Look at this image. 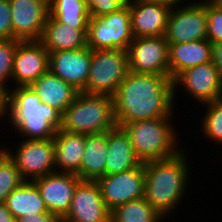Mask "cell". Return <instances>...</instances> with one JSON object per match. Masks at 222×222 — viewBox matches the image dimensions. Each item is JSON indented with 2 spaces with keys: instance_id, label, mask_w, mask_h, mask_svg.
I'll use <instances>...</instances> for the list:
<instances>
[{
  "instance_id": "cell-1",
  "label": "cell",
  "mask_w": 222,
  "mask_h": 222,
  "mask_svg": "<svg viewBox=\"0 0 222 222\" xmlns=\"http://www.w3.org/2000/svg\"><path fill=\"white\" fill-rule=\"evenodd\" d=\"M117 126L161 117H175L170 76L129 71L112 96ZM174 114V115H173Z\"/></svg>"
},
{
  "instance_id": "cell-2",
  "label": "cell",
  "mask_w": 222,
  "mask_h": 222,
  "mask_svg": "<svg viewBox=\"0 0 222 222\" xmlns=\"http://www.w3.org/2000/svg\"><path fill=\"white\" fill-rule=\"evenodd\" d=\"M186 149L185 146L173 157L144 163V198L167 220L175 215V210L180 209V203L188 197L187 191L191 189L189 186L193 170L191 159L188 158L191 155L187 153L189 149Z\"/></svg>"
},
{
  "instance_id": "cell-3",
  "label": "cell",
  "mask_w": 222,
  "mask_h": 222,
  "mask_svg": "<svg viewBox=\"0 0 222 222\" xmlns=\"http://www.w3.org/2000/svg\"><path fill=\"white\" fill-rule=\"evenodd\" d=\"M61 116L52 106L41 102L30 86L8 90L7 122L16 138L52 139L61 127Z\"/></svg>"
},
{
  "instance_id": "cell-4",
  "label": "cell",
  "mask_w": 222,
  "mask_h": 222,
  "mask_svg": "<svg viewBox=\"0 0 222 222\" xmlns=\"http://www.w3.org/2000/svg\"><path fill=\"white\" fill-rule=\"evenodd\" d=\"M173 120L174 117H161L121 126L142 163L173 157L184 149Z\"/></svg>"
},
{
  "instance_id": "cell-5",
  "label": "cell",
  "mask_w": 222,
  "mask_h": 222,
  "mask_svg": "<svg viewBox=\"0 0 222 222\" xmlns=\"http://www.w3.org/2000/svg\"><path fill=\"white\" fill-rule=\"evenodd\" d=\"M116 126L111 96L79 92L63 112L60 130L88 135L104 133Z\"/></svg>"
},
{
  "instance_id": "cell-6",
  "label": "cell",
  "mask_w": 222,
  "mask_h": 222,
  "mask_svg": "<svg viewBox=\"0 0 222 222\" xmlns=\"http://www.w3.org/2000/svg\"><path fill=\"white\" fill-rule=\"evenodd\" d=\"M129 73L127 52L122 49L91 50L87 94L113 96Z\"/></svg>"
},
{
  "instance_id": "cell-7",
  "label": "cell",
  "mask_w": 222,
  "mask_h": 222,
  "mask_svg": "<svg viewBox=\"0 0 222 222\" xmlns=\"http://www.w3.org/2000/svg\"><path fill=\"white\" fill-rule=\"evenodd\" d=\"M133 41L129 3L115 12L90 16L87 47L91 50H127Z\"/></svg>"
},
{
  "instance_id": "cell-8",
  "label": "cell",
  "mask_w": 222,
  "mask_h": 222,
  "mask_svg": "<svg viewBox=\"0 0 222 222\" xmlns=\"http://www.w3.org/2000/svg\"><path fill=\"white\" fill-rule=\"evenodd\" d=\"M19 140L17 147L13 145L14 147L10 148V145H7V151L25 181H34L56 172L53 138Z\"/></svg>"
},
{
  "instance_id": "cell-9",
  "label": "cell",
  "mask_w": 222,
  "mask_h": 222,
  "mask_svg": "<svg viewBox=\"0 0 222 222\" xmlns=\"http://www.w3.org/2000/svg\"><path fill=\"white\" fill-rule=\"evenodd\" d=\"M173 87L174 102L181 88L183 96L187 94L199 106L222 98V77L212 61L185 70L173 81Z\"/></svg>"
},
{
  "instance_id": "cell-10",
  "label": "cell",
  "mask_w": 222,
  "mask_h": 222,
  "mask_svg": "<svg viewBox=\"0 0 222 222\" xmlns=\"http://www.w3.org/2000/svg\"><path fill=\"white\" fill-rule=\"evenodd\" d=\"M165 39L168 43L194 42L207 39L206 0L171 9Z\"/></svg>"
},
{
  "instance_id": "cell-11",
  "label": "cell",
  "mask_w": 222,
  "mask_h": 222,
  "mask_svg": "<svg viewBox=\"0 0 222 222\" xmlns=\"http://www.w3.org/2000/svg\"><path fill=\"white\" fill-rule=\"evenodd\" d=\"M168 51L165 36L133 38L126 50L129 71L169 76Z\"/></svg>"
},
{
  "instance_id": "cell-12",
  "label": "cell",
  "mask_w": 222,
  "mask_h": 222,
  "mask_svg": "<svg viewBox=\"0 0 222 222\" xmlns=\"http://www.w3.org/2000/svg\"><path fill=\"white\" fill-rule=\"evenodd\" d=\"M98 183L105 205L113 210L116 206L144 197V163L128 171L99 177Z\"/></svg>"
},
{
  "instance_id": "cell-13",
  "label": "cell",
  "mask_w": 222,
  "mask_h": 222,
  "mask_svg": "<svg viewBox=\"0 0 222 222\" xmlns=\"http://www.w3.org/2000/svg\"><path fill=\"white\" fill-rule=\"evenodd\" d=\"M13 26V39L40 40L47 22L49 0H8Z\"/></svg>"
},
{
  "instance_id": "cell-14",
  "label": "cell",
  "mask_w": 222,
  "mask_h": 222,
  "mask_svg": "<svg viewBox=\"0 0 222 222\" xmlns=\"http://www.w3.org/2000/svg\"><path fill=\"white\" fill-rule=\"evenodd\" d=\"M61 221L111 222V210L105 205L96 180H81L77 184L70 209Z\"/></svg>"
},
{
  "instance_id": "cell-15",
  "label": "cell",
  "mask_w": 222,
  "mask_h": 222,
  "mask_svg": "<svg viewBox=\"0 0 222 222\" xmlns=\"http://www.w3.org/2000/svg\"><path fill=\"white\" fill-rule=\"evenodd\" d=\"M49 52L39 40L18 42L13 61V87L31 86L48 71Z\"/></svg>"
},
{
  "instance_id": "cell-16",
  "label": "cell",
  "mask_w": 222,
  "mask_h": 222,
  "mask_svg": "<svg viewBox=\"0 0 222 222\" xmlns=\"http://www.w3.org/2000/svg\"><path fill=\"white\" fill-rule=\"evenodd\" d=\"M91 65V49L49 52L48 70L82 92L87 84Z\"/></svg>"
},
{
  "instance_id": "cell-17",
  "label": "cell",
  "mask_w": 222,
  "mask_h": 222,
  "mask_svg": "<svg viewBox=\"0 0 222 222\" xmlns=\"http://www.w3.org/2000/svg\"><path fill=\"white\" fill-rule=\"evenodd\" d=\"M81 179L74 174L54 172L35 179L48 211L62 220L68 213L77 184Z\"/></svg>"
},
{
  "instance_id": "cell-18",
  "label": "cell",
  "mask_w": 222,
  "mask_h": 222,
  "mask_svg": "<svg viewBox=\"0 0 222 222\" xmlns=\"http://www.w3.org/2000/svg\"><path fill=\"white\" fill-rule=\"evenodd\" d=\"M133 38L165 36L171 7L147 0H130Z\"/></svg>"
},
{
  "instance_id": "cell-19",
  "label": "cell",
  "mask_w": 222,
  "mask_h": 222,
  "mask_svg": "<svg viewBox=\"0 0 222 222\" xmlns=\"http://www.w3.org/2000/svg\"><path fill=\"white\" fill-rule=\"evenodd\" d=\"M168 44L169 76L173 81L185 70L212 61V43L208 39Z\"/></svg>"
},
{
  "instance_id": "cell-20",
  "label": "cell",
  "mask_w": 222,
  "mask_h": 222,
  "mask_svg": "<svg viewBox=\"0 0 222 222\" xmlns=\"http://www.w3.org/2000/svg\"><path fill=\"white\" fill-rule=\"evenodd\" d=\"M107 151L105 175L128 171L142 164L122 127L116 126L108 131Z\"/></svg>"
},
{
  "instance_id": "cell-21",
  "label": "cell",
  "mask_w": 222,
  "mask_h": 222,
  "mask_svg": "<svg viewBox=\"0 0 222 222\" xmlns=\"http://www.w3.org/2000/svg\"><path fill=\"white\" fill-rule=\"evenodd\" d=\"M88 29H77L57 21L50 14L40 38L48 52L77 50L87 46Z\"/></svg>"
},
{
  "instance_id": "cell-22",
  "label": "cell",
  "mask_w": 222,
  "mask_h": 222,
  "mask_svg": "<svg viewBox=\"0 0 222 222\" xmlns=\"http://www.w3.org/2000/svg\"><path fill=\"white\" fill-rule=\"evenodd\" d=\"M53 139L56 172L77 175L85 150V135L59 129Z\"/></svg>"
},
{
  "instance_id": "cell-23",
  "label": "cell",
  "mask_w": 222,
  "mask_h": 222,
  "mask_svg": "<svg viewBox=\"0 0 222 222\" xmlns=\"http://www.w3.org/2000/svg\"><path fill=\"white\" fill-rule=\"evenodd\" d=\"M41 102L56 109L61 115L75 100L79 91L49 70L30 86Z\"/></svg>"
},
{
  "instance_id": "cell-24",
  "label": "cell",
  "mask_w": 222,
  "mask_h": 222,
  "mask_svg": "<svg viewBox=\"0 0 222 222\" xmlns=\"http://www.w3.org/2000/svg\"><path fill=\"white\" fill-rule=\"evenodd\" d=\"M108 131L85 135V150L77 176L81 180H97L105 175Z\"/></svg>"
},
{
  "instance_id": "cell-25",
  "label": "cell",
  "mask_w": 222,
  "mask_h": 222,
  "mask_svg": "<svg viewBox=\"0 0 222 222\" xmlns=\"http://www.w3.org/2000/svg\"><path fill=\"white\" fill-rule=\"evenodd\" d=\"M5 204L16 220L24 215L49 212L33 181H24L19 185L8 195Z\"/></svg>"
},
{
  "instance_id": "cell-26",
  "label": "cell",
  "mask_w": 222,
  "mask_h": 222,
  "mask_svg": "<svg viewBox=\"0 0 222 222\" xmlns=\"http://www.w3.org/2000/svg\"><path fill=\"white\" fill-rule=\"evenodd\" d=\"M49 11L59 22L77 29H88L90 10L86 0H49Z\"/></svg>"
},
{
  "instance_id": "cell-27",
  "label": "cell",
  "mask_w": 222,
  "mask_h": 222,
  "mask_svg": "<svg viewBox=\"0 0 222 222\" xmlns=\"http://www.w3.org/2000/svg\"><path fill=\"white\" fill-rule=\"evenodd\" d=\"M167 221L146 199L140 198L120 204L111 210V222H165Z\"/></svg>"
},
{
  "instance_id": "cell-28",
  "label": "cell",
  "mask_w": 222,
  "mask_h": 222,
  "mask_svg": "<svg viewBox=\"0 0 222 222\" xmlns=\"http://www.w3.org/2000/svg\"><path fill=\"white\" fill-rule=\"evenodd\" d=\"M205 111L199 124L202 136L222 145V98L203 105ZM206 107V108H205Z\"/></svg>"
},
{
  "instance_id": "cell-29",
  "label": "cell",
  "mask_w": 222,
  "mask_h": 222,
  "mask_svg": "<svg viewBox=\"0 0 222 222\" xmlns=\"http://www.w3.org/2000/svg\"><path fill=\"white\" fill-rule=\"evenodd\" d=\"M24 181L14 161L7 155L0 162V203H5L8 195Z\"/></svg>"
},
{
  "instance_id": "cell-30",
  "label": "cell",
  "mask_w": 222,
  "mask_h": 222,
  "mask_svg": "<svg viewBox=\"0 0 222 222\" xmlns=\"http://www.w3.org/2000/svg\"><path fill=\"white\" fill-rule=\"evenodd\" d=\"M18 39H0V84L11 88L13 61Z\"/></svg>"
},
{
  "instance_id": "cell-31",
  "label": "cell",
  "mask_w": 222,
  "mask_h": 222,
  "mask_svg": "<svg viewBox=\"0 0 222 222\" xmlns=\"http://www.w3.org/2000/svg\"><path fill=\"white\" fill-rule=\"evenodd\" d=\"M207 39L211 43L222 41V2L206 0Z\"/></svg>"
},
{
  "instance_id": "cell-32",
  "label": "cell",
  "mask_w": 222,
  "mask_h": 222,
  "mask_svg": "<svg viewBox=\"0 0 222 222\" xmlns=\"http://www.w3.org/2000/svg\"><path fill=\"white\" fill-rule=\"evenodd\" d=\"M90 10V16H100L115 12L128 4L130 0H86Z\"/></svg>"
},
{
  "instance_id": "cell-33",
  "label": "cell",
  "mask_w": 222,
  "mask_h": 222,
  "mask_svg": "<svg viewBox=\"0 0 222 222\" xmlns=\"http://www.w3.org/2000/svg\"><path fill=\"white\" fill-rule=\"evenodd\" d=\"M0 39H13V26L8 0H0Z\"/></svg>"
},
{
  "instance_id": "cell-34",
  "label": "cell",
  "mask_w": 222,
  "mask_h": 222,
  "mask_svg": "<svg viewBox=\"0 0 222 222\" xmlns=\"http://www.w3.org/2000/svg\"><path fill=\"white\" fill-rule=\"evenodd\" d=\"M61 220L51 212L24 215L17 219V222H60Z\"/></svg>"
},
{
  "instance_id": "cell-35",
  "label": "cell",
  "mask_w": 222,
  "mask_h": 222,
  "mask_svg": "<svg viewBox=\"0 0 222 222\" xmlns=\"http://www.w3.org/2000/svg\"><path fill=\"white\" fill-rule=\"evenodd\" d=\"M212 62L222 77V41L212 43Z\"/></svg>"
},
{
  "instance_id": "cell-36",
  "label": "cell",
  "mask_w": 222,
  "mask_h": 222,
  "mask_svg": "<svg viewBox=\"0 0 222 222\" xmlns=\"http://www.w3.org/2000/svg\"><path fill=\"white\" fill-rule=\"evenodd\" d=\"M7 107H8V89L2 84H0V120L3 122H5L4 120H7Z\"/></svg>"
},
{
  "instance_id": "cell-37",
  "label": "cell",
  "mask_w": 222,
  "mask_h": 222,
  "mask_svg": "<svg viewBox=\"0 0 222 222\" xmlns=\"http://www.w3.org/2000/svg\"><path fill=\"white\" fill-rule=\"evenodd\" d=\"M0 222H17L5 203H0Z\"/></svg>"
},
{
  "instance_id": "cell-38",
  "label": "cell",
  "mask_w": 222,
  "mask_h": 222,
  "mask_svg": "<svg viewBox=\"0 0 222 222\" xmlns=\"http://www.w3.org/2000/svg\"><path fill=\"white\" fill-rule=\"evenodd\" d=\"M147 1L164 4L171 8H174L177 6L184 5V4L192 3L195 0H147Z\"/></svg>"
},
{
  "instance_id": "cell-39",
  "label": "cell",
  "mask_w": 222,
  "mask_h": 222,
  "mask_svg": "<svg viewBox=\"0 0 222 222\" xmlns=\"http://www.w3.org/2000/svg\"><path fill=\"white\" fill-rule=\"evenodd\" d=\"M8 155L7 146L0 145V162Z\"/></svg>"
}]
</instances>
